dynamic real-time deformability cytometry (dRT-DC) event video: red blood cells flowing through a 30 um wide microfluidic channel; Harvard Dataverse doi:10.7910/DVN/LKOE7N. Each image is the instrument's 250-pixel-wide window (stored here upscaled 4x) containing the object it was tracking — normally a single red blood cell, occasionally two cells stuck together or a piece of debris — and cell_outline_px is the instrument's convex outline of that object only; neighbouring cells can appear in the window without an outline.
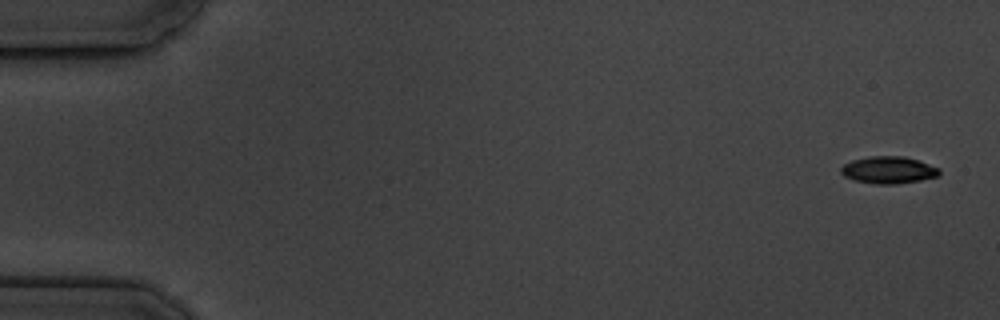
{"species": "common noctule bat (a hibernating species)", "species_latin": "Nyctalus noctula", "temperature_condition": "cold", "stored_images_in_passage": 5, "camera_frame_rate_fps": 3000, "um_per_image_px": 0.085, "animal": {"sex": "male", "body_mass_g": 19.5, "forearm_length_mm": 54.6}, "frame": {"image": 1, "passage_image": 1, "time_ms": 0.0, "image_size_px": [1000, 320], "cell_outline_px": [[940, 172], [936, 176], [920, 180], [896, 184], [876, 184], [856, 180], [844, 176], [840, 172], [840, 168], [844, 164], [852, 160], [868, 156], [904, 156], [920, 160], [940, 168]], "centroid_in_image_um": [75.52, 14.43], "position_along_channel_um": 9.5, "area_um2": 15.55}}
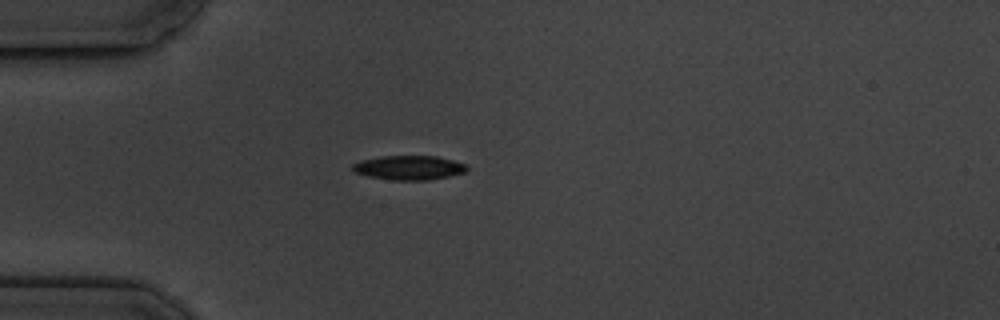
{"frame": {"image": 2, "passage_image": 5, "time_ms": 4.667, "image_size_px": [1000, 320], "cell_outline_px": [[468, 168], [464, 172], [448, 176], [428, 180], [392, 180], [368, 176], [356, 172], [352, 168], [352, 164], [360, 160], [380, 156], [436, 156], [452, 160], [464, 164]], "centroid_in_image_um": [34.73, 14.25], "position_along_channel_um": 50.3, "area_um2": 16.01}}